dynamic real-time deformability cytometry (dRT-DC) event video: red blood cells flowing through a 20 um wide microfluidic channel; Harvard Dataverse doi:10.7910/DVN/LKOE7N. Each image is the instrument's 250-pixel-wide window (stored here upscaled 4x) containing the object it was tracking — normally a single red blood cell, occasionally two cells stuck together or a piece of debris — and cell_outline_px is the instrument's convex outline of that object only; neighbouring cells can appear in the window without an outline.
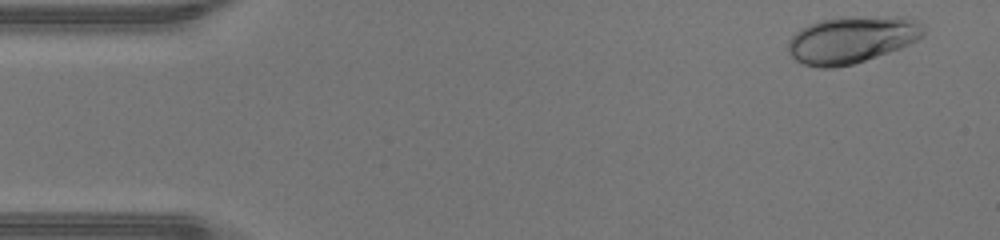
{"species": "human", "species_latin": "Homo sapiens", "temperature_condition": "warm", "stored_images_in_passage": 47, "camera_frame_rate_fps": 3000, "um_per_image_px": 0.085, "donor": {"sex": "male"}, "frame": {"image": 1, "passage_image": 2, "time_ms": 0.333, "image_size_px": [1000, 240], "cell_outline_px": [[924, 36], [900, 48], [852, 64], [832, 68], [820, 68], [804, 64], [796, 60], [788, 52], [788, 40], [800, 28], [808, 24], [820, 20], [840, 16], [908, 16], [924, 24]], "centroid_in_image_um": [72.41, 3.33], "position_along_channel_um": 12.6, "area_um2": 37.45}}
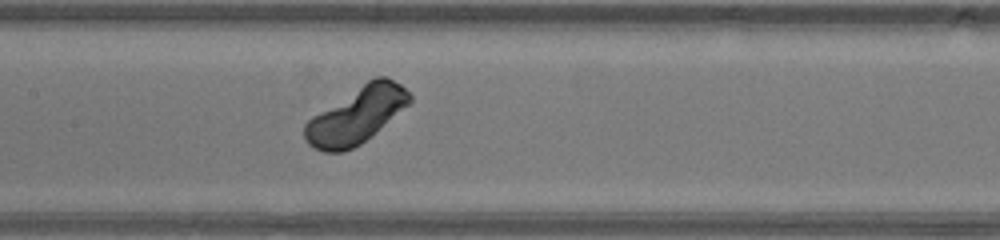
{"frame": {"image": 2, "passage_image": 22, "time_ms": 7.0, "image_size_px": [1000, 240], "cell_outline_px": [[412, 100], [408, 104], [360, 144], [344, 152], [324, 152], [308, 144], [304, 140], [304, 124], [312, 116], [368, 80], [376, 76], [388, 76], [400, 84], [412, 96]], "centroid_in_image_um": [30.27, 9.79], "position_along_channel_um": 177.1, "area_um2": 33.81}}
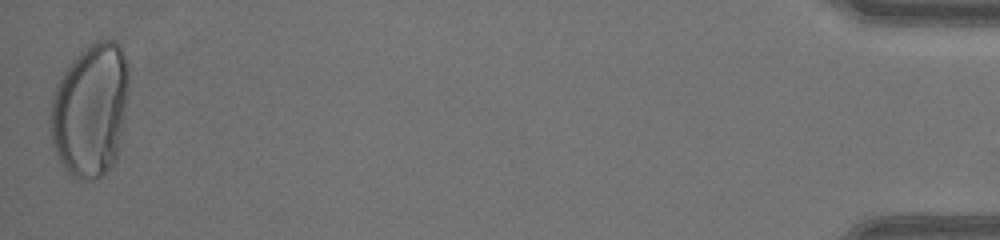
{"frame": {"image": 3, "passage_image": 47, "time_ms": 15.333, "image_size_px": [1000, 240], "cell_outline_px": [[128, 88], [124, 120], [116, 160], [100, 176], [92, 180], [80, 180], [72, 176], [68, 172], [60, 160], [52, 144], [48, 120], [52, 96], [56, 84], [60, 76], [72, 60], [88, 44], [96, 40], [108, 36], [116, 40], [120, 44], [128, 64]], "centroid_in_image_um": [7.67, 9.29], "position_along_channel_um": 427.5, "area_um2": 61.73}, "authors_computed_cell_mechanics": {"area_um2": 37.6278, "velocity_mm_per_s": 4.1879, "shape_relaxation_time_tau1_ms": 1.512, "shape_relaxation_time_tau2_ms": null, "deformation_change_tau1": 0.1939, "deformation_change_tau2": null}}